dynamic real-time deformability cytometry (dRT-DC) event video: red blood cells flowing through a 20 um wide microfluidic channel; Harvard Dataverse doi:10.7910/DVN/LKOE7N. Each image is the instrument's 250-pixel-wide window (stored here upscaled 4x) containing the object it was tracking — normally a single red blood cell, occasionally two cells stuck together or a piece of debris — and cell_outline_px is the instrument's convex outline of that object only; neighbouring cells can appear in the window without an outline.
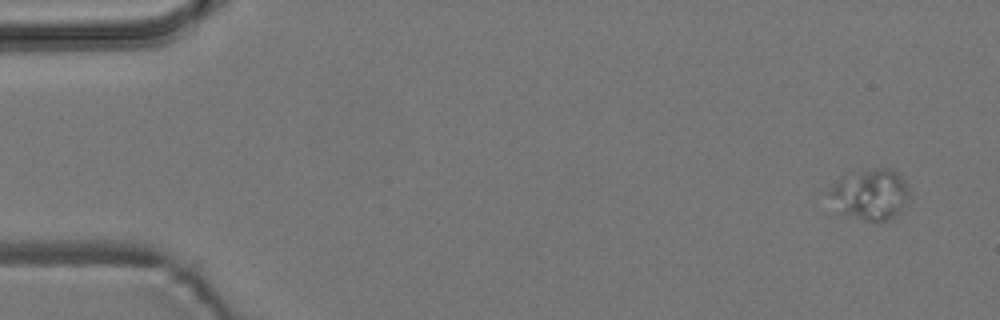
{"species": "common noctule bat (a hibernating species)", "species_latin": "Nyctalus noctula", "temperature_condition": "room temperature", "stored_images_in_passage": 4, "camera_frame_rate_fps": 3000, "um_per_image_px": 0.085, "animal": {"sex": "male", "body_mass_g": 19.2, "forearm_length_mm": 51.8}, "frame": {"image": 1, "passage_image": 1, "time_ms": 0.0, "image_size_px": [1000, 320], "cell_outline_px": [[908, 200], [900, 212], [892, 220], [864, 220], [844, 212], [828, 192], [840, 176], [876, 168], [892, 168], [908, 184]], "centroid_in_image_um": [74.06, 16.49], "position_along_channel_um": 10.9, "area_um2": 23.0}}
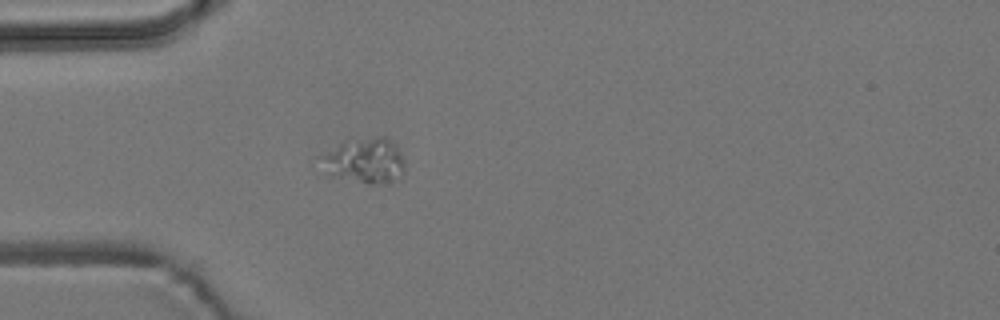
{"frame": {"image": 2, "passage_image": 4, "time_ms": 4.333, "image_size_px": [1000, 320], "cell_outline_px": [[404, 172], [388, 180], [360, 180], [336, 176], [328, 172], [316, 156], [344, 140], [376, 136], [384, 136], [396, 144], [404, 160]], "centroid_in_image_um": [30.94, 13.53], "position_along_channel_um": 54.1, "area_um2": 21.27}}